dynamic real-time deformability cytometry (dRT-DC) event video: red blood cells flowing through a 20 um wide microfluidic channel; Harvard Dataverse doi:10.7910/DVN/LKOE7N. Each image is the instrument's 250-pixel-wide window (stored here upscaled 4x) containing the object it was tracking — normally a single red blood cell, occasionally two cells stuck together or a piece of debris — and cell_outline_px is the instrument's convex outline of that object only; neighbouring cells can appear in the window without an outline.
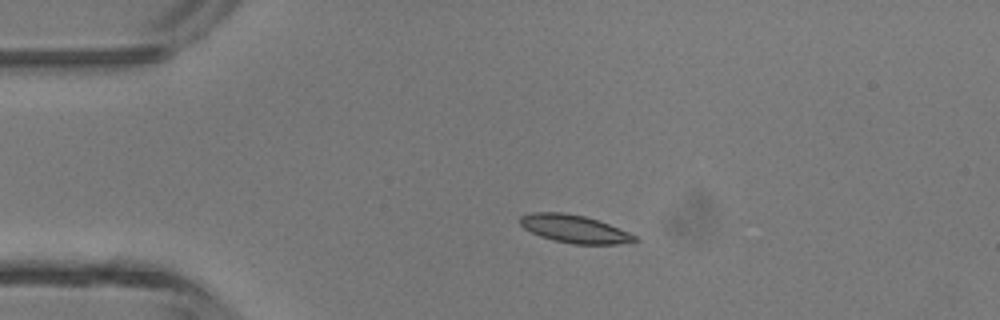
{"species": "common noctule bat (a hibernating species)", "species_latin": "Nyctalus noctula", "temperature_condition": "room temperature", "stored_images_in_passage": 3, "camera_frame_rate_fps": 3000, "um_per_image_px": 0.085, "animal": {"sex": "male", "body_mass_g": 13.3}, "frame": {"image": 1, "passage_image": 2, "time_ms": 0.333, "image_size_px": [1000, 320], "cell_outline_px": [[640, 240], [616, 244], [576, 244], [556, 240], [540, 236], [524, 228], [520, 224], [520, 216], [532, 212], [564, 212], [584, 216], [608, 224], [628, 232], [636, 236]], "centroid_in_image_um": [48.81, 19.45], "position_along_channel_um": 36.2, "area_um2": 18.32}}